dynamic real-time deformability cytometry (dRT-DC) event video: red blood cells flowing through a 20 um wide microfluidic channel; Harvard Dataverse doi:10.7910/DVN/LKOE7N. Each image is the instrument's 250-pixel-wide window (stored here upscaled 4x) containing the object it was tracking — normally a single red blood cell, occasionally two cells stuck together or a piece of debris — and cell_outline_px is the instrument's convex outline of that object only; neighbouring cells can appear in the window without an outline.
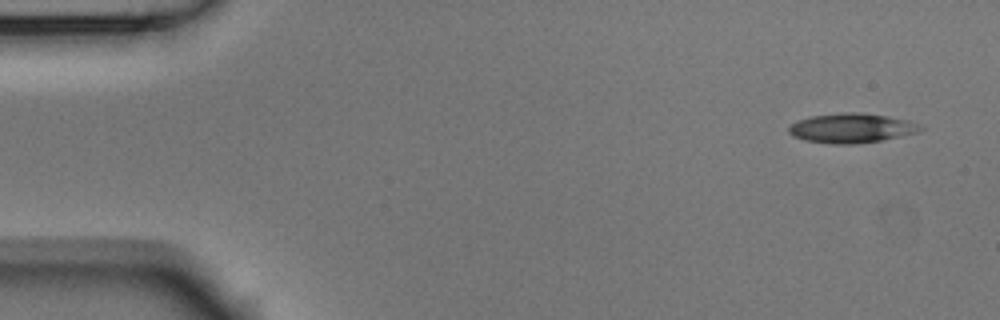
{"species": "Egyptian fruit bat (a non-hibernating species)", "species_latin": "Rousettus aegyptiacus", "temperature_condition": "room temperature", "stored_images_in_passage": 5, "camera_frame_rate_fps": 3000, "um_per_image_px": 0.085, "animal": {"sex": "male"}, "frame": {"image": 1, "passage_image": 1, "time_ms": 0.0, "image_size_px": [1000, 320], "cell_outline_px": [[924, 128], [916, 132], [900, 136], [880, 140], [852, 144], [832, 144], [804, 140], [792, 136], [788, 132], [788, 128], [792, 124], [808, 116], [844, 112], [860, 112], [888, 116], [908, 120]], "centroid_in_image_um": [72.33, 10.88], "position_along_channel_um": 12.7, "area_um2": 22.48}}
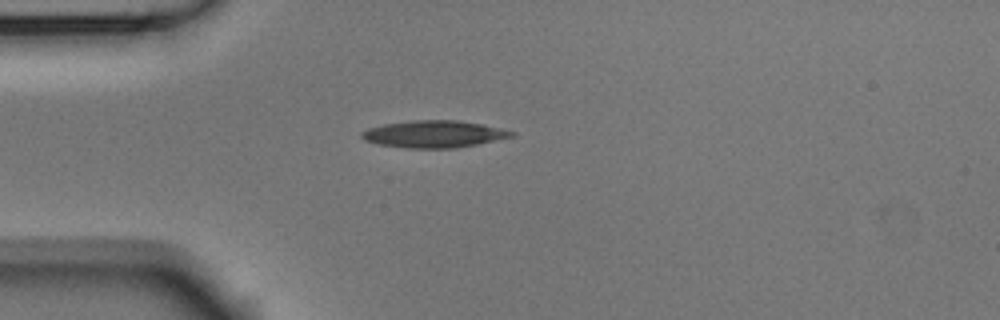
{"frame": {"image": 2, "passage_image": 4, "time_ms": 1.0, "image_size_px": [1000, 320], "cell_outline_px": [[516, 132], [512, 136], [476, 144], [456, 148], [404, 148], [380, 144], [364, 140], [360, 136], [360, 132], [368, 128], [384, 124], [412, 120], [460, 120], [480, 124]], "centroid_in_image_um": [36.82, 11.39], "position_along_channel_um": 48.2, "area_um2": 23.41}}